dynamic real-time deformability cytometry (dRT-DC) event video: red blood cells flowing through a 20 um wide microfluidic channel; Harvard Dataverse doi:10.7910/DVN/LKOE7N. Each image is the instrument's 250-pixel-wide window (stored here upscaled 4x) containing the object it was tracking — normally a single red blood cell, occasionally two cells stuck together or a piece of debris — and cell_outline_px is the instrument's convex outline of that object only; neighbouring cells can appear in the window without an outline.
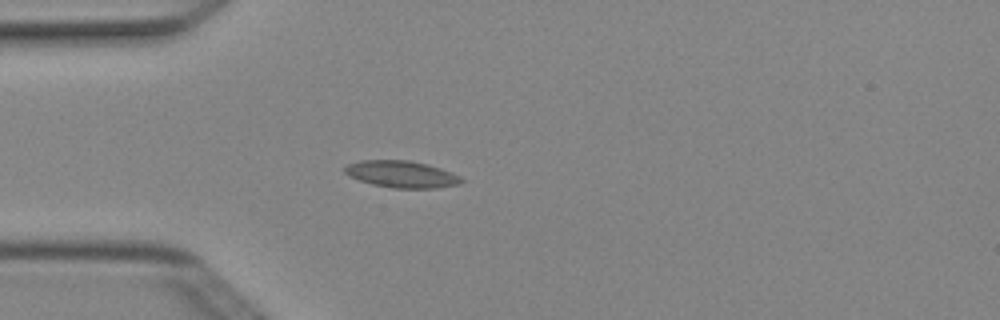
{"species": "Egyptian fruit bat (a non-hibernating species)", "species_latin": "Rousettus aegyptiacus", "temperature_condition": "cold", "stored_images_in_passage": 3, "camera_frame_rate_fps": 3000, "um_per_image_px": 0.085, "animal": {"sex": "female"}, "frame": {"image": 1, "passage_image": 3, "time_ms": 0.667, "image_size_px": [1000, 320], "cell_outline_px": [[464, 180], [460, 184], [436, 188], [392, 188], [372, 184], [348, 176], [344, 172], [344, 168], [348, 164], [360, 160], [408, 160], [428, 164], [452, 172], [460, 176]], "centroid_in_image_um": [34.14, 14.8], "position_along_channel_um": 50.9, "area_um2": 18.32}}